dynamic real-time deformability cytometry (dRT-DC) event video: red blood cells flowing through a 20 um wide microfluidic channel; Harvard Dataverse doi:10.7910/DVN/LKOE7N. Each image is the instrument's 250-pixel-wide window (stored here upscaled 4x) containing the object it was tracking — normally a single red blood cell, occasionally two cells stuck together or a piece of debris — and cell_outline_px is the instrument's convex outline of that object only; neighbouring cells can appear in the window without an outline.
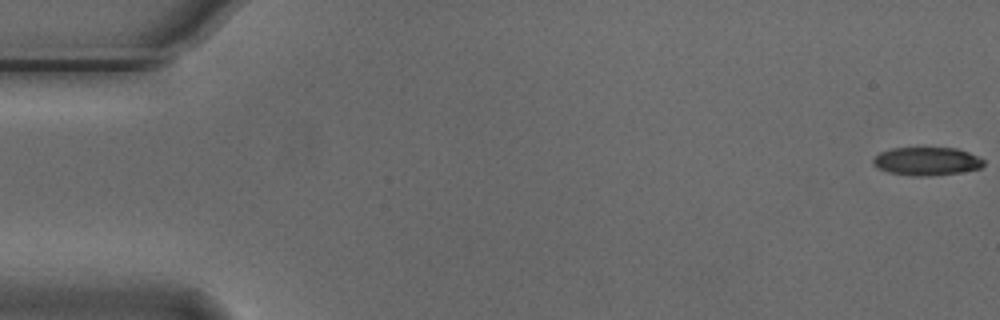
{"species": "Egyptian fruit bat (a non-hibernating species)", "species_latin": "Rousettus aegyptiacus", "temperature_condition": "cold", "stored_images_in_passage": 55, "camera_frame_rate_fps": 3000, "um_per_image_px": 0.085, "animal": {"sex": "male"}, "frame": {"image": 1, "passage_image": 1, "time_ms": 0.0, "image_size_px": [1000, 320], "cell_outline_px": [[984, 164], [980, 168], [960, 172], [928, 176], [912, 176], [888, 172], [876, 168], [872, 164], [872, 160], [880, 152], [892, 148], [956, 148], [968, 152], [984, 160]], "centroid_in_image_um": [78.73, 13.71], "position_along_channel_um": 6.3, "area_um2": 18.15}}
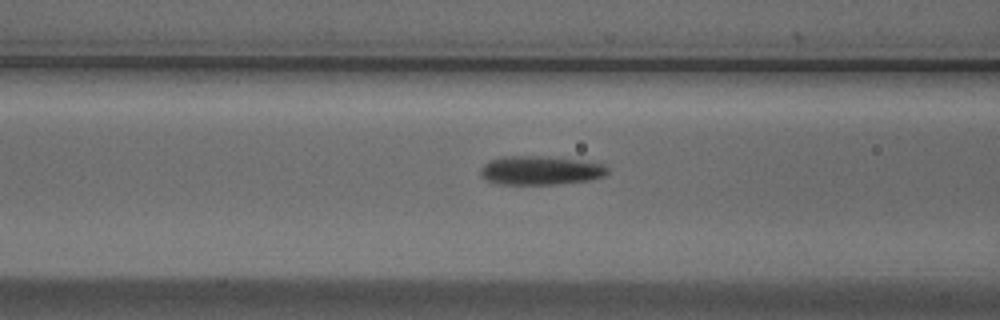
{"frame": {"image": 2, "passage_image": 22, "time_ms": 7.0, "image_size_px": [1000, 320], "cell_outline_px": [[608, 172], [604, 176], [588, 180], [556, 184], [500, 184], [488, 180], [480, 172], [480, 168], [488, 160], [504, 156], [540, 156], [588, 160], [604, 164], [608, 168]], "centroid_in_image_um": [45.97, 14.46], "position_along_channel_um": 120.6, "area_um2": 21.44}}
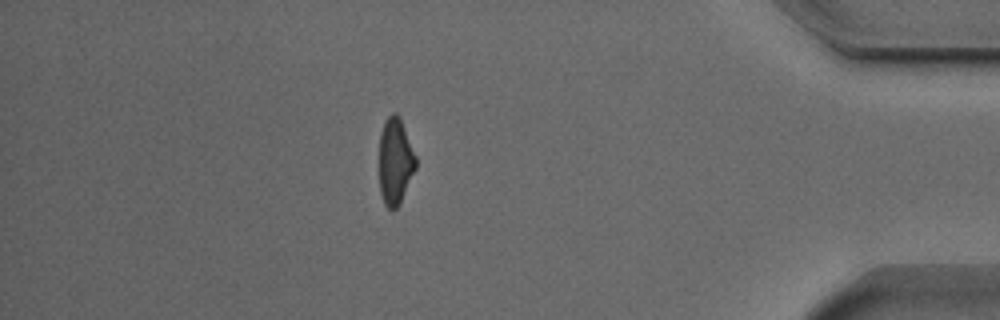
{"frame": {"image": 3, "passage_image": 48, "time_ms": 15.667, "image_size_px": [1000, 320], "cell_outline_px": [[416, 168], [396, 208], [392, 212], [384, 204], [380, 192], [380, 132], [384, 120], [392, 112], [396, 112], [400, 116], [416, 156]], "centroid_in_image_um": [33.59, 13.66], "position_along_channel_um": 401.6, "area_um2": 18.38}, "authors_computed_cell_mechanics": {"area_um2": 19.9988, "velocity_mm_per_s": 3.7573, "shape_relaxation_time_tau1_ms": 5.429, "shape_relaxation_time_tau2_ms": 2.5209, "deformation_change_tau1": 0.1773, "deformation_change_tau2": 0.108}}